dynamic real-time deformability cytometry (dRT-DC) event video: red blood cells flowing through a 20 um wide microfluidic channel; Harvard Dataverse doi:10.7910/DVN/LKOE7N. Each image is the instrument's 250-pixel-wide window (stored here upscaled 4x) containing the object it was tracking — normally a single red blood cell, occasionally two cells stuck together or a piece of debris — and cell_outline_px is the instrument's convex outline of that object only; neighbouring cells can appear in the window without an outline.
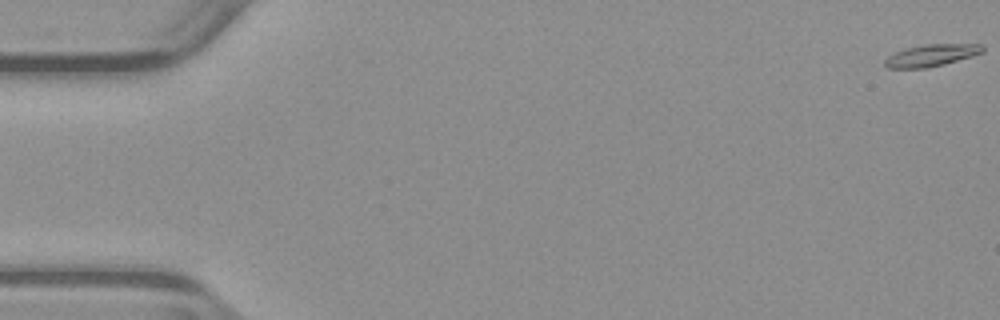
{"species": "common noctule bat (a hibernating species)", "species_latin": "Nyctalus noctula", "temperature_condition": "warm", "stored_images_in_passage": 17, "camera_frame_rate_fps": 3000, "um_per_image_px": 0.085, "animal": {"sex": "male", "body_mass_g": 23.1, "forearm_length_mm": 52.7}, "frame": {"image": 1, "passage_image": 1, "time_ms": 0.0, "image_size_px": [1000, 320], "cell_outline_px": [[984, 52], [972, 56], [944, 64], [928, 68], [888, 68], [884, 64], [884, 60], [888, 56], [904, 48], [928, 44], [984, 44]], "centroid_in_image_um": [79.18, 4.7], "position_along_channel_um": 5.8, "area_um2": 12.54}}
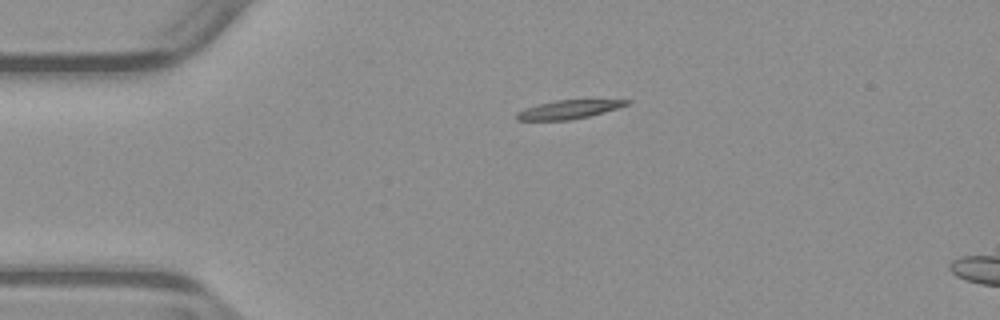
{"frame": {"image": 2, "passage_image": 13, "time_ms": 4.0, "image_size_px": [1000, 320], "cell_outline_px": [[632, 100], [628, 104], [616, 108], [588, 116], [572, 120], [516, 120], [516, 112], [524, 108], [556, 100]], "centroid_in_image_um": [48.27, 9.31], "position_along_channel_um": 36.7, "area_um2": 11.68}}